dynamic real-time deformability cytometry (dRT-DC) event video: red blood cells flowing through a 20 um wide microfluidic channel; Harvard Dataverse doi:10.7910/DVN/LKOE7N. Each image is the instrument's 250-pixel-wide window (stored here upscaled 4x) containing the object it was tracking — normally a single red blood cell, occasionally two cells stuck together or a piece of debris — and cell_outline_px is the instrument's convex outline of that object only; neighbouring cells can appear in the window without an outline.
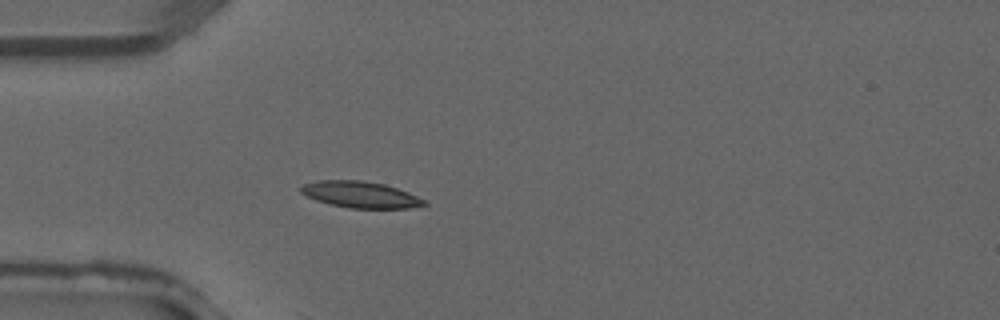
{"species": "common noctule bat (a hibernating species)", "species_latin": "Nyctalus noctula", "temperature_condition": "warm", "stored_images_in_passage": 4, "camera_frame_rate_fps": 3000, "um_per_image_px": 0.085, "animal": {"sex": "male", "forearm_length_mm": 52.5}, "frame": {"image": 1, "passage_image": 4, "time_ms": 1.0, "image_size_px": [1000, 320], "cell_outline_px": [[428, 204], [408, 208], [348, 208], [328, 204], [316, 200], [300, 192], [300, 188], [304, 184], [316, 180], [360, 180], [384, 184], [408, 192], [424, 200]], "centroid_in_image_um": [30.6, 16.54], "position_along_channel_um": 54.4, "area_um2": 18.84}}